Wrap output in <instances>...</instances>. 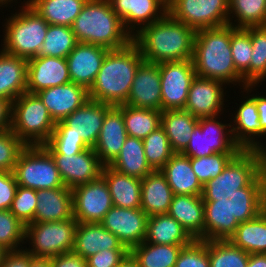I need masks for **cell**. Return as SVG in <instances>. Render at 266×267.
Masks as SVG:
<instances>
[{
	"label": "cell",
	"mask_w": 266,
	"mask_h": 267,
	"mask_svg": "<svg viewBox=\"0 0 266 267\" xmlns=\"http://www.w3.org/2000/svg\"><path fill=\"white\" fill-rule=\"evenodd\" d=\"M198 122L199 118L184 109L162 111L161 126L174 153H182L185 150Z\"/></svg>",
	"instance_id": "obj_34"
},
{
	"label": "cell",
	"mask_w": 266,
	"mask_h": 267,
	"mask_svg": "<svg viewBox=\"0 0 266 267\" xmlns=\"http://www.w3.org/2000/svg\"><path fill=\"white\" fill-rule=\"evenodd\" d=\"M148 215L141 208H121L113 206L100 224L118 237L130 251L141 244L146 237Z\"/></svg>",
	"instance_id": "obj_16"
},
{
	"label": "cell",
	"mask_w": 266,
	"mask_h": 267,
	"mask_svg": "<svg viewBox=\"0 0 266 267\" xmlns=\"http://www.w3.org/2000/svg\"><path fill=\"white\" fill-rule=\"evenodd\" d=\"M228 14V24L235 28L266 25V0H229Z\"/></svg>",
	"instance_id": "obj_39"
},
{
	"label": "cell",
	"mask_w": 266,
	"mask_h": 267,
	"mask_svg": "<svg viewBox=\"0 0 266 267\" xmlns=\"http://www.w3.org/2000/svg\"><path fill=\"white\" fill-rule=\"evenodd\" d=\"M143 60L133 41L123 48L109 50L88 90L89 99L112 106L125 104L135 73Z\"/></svg>",
	"instance_id": "obj_4"
},
{
	"label": "cell",
	"mask_w": 266,
	"mask_h": 267,
	"mask_svg": "<svg viewBox=\"0 0 266 267\" xmlns=\"http://www.w3.org/2000/svg\"><path fill=\"white\" fill-rule=\"evenodd\" d=\"M18 184L13 172L0 170V210H9Z\"/></svg>",
	"instance_id": "obj_53"
},
{
	"label": "cell",
	"mask_w": 266,
	"mask_h": 267,
	"mask_svg": "<svg viewBox=\"0 0 266 267\" xmlns=\"http://www.w3.org/2000/svg\"><path fill=\"white\" fill-rule=\"evenodd\" d=\"M173 196L174 193L160 170L141 179L140 208L148 217L168 213Z\"/></svg>",
	"instance_id": "obj_30"
},
{
	"label": "cell",
	"mask_w": 266,
	"mask_h": 267,
	"mask_svg": "<svg viewBox=\"0 0 266 267\" xmlns=\"http://www.w3.org/2000/svg\"><path fill=\"white\" fill-rule=\"evenodd\" d=\"M24 240L25 225L10 210H0V245L8 251H18L24 248Z\"/></svg>",
	"instance_id": "obj_46"
},
{
	"label": "cell",
	"mask_w": 266,
	"mask_h": 267,
	"mask_svg": "<svg viewBox=\"0 0 266 267\" xmlns=\"http://www.w3.org/2000/svg\"><path fill=\"white\" fill-rule=\"evenodd\" d=\"M108 51L102 46L78 42L66 57L71 82L89 90Z\"/></svg>",
	"instance_id": "obj_23"
},
{
	"label": "cell",
	"mask_w": 266,
	"mask_h": 267,
	"mask_svg": "<svg viewBox=\"0 0 266 267\" xmlns=\"http://www.w3.org/2000/svg\"><path fill=\"white\" fill-rule=\"evenodd\" d=\"M184 245L151 244L142 242L130 253L140 267H175L179 252Z\"/></svg>",
	"instance_id": "obj_38"
},
{
	"label": "cell",
	"mask_w": 266,
	"mask_h": 267,
	"mask_svg": "<svg viewBox=\"0 0 266 267\" xmlns=\"http://www.w3.org/2000/svg\"><path fill=\"white\" fill-rule=\"evenodd\" d=\"M127 137L123 104L112 106L105 114L98 141L93 147L104 166L110 165L116 159Z\"/></svg>",
	"instance_id": "obj_24"
},
{
	"label": "cell",
	"mask_w": 266,
	"mask_h": 267,
	"mask_svg": "<svg viewBox=\"0 0 266 267\" xmlns=\"http://www.w3.org/2000/svg\"><path fill=\"white\" fill-rule=\"evenodd\" d=\"M37 205L36 190L18 186L9 209L24 225L34 221Z\"/></svg>",
	"instance_id": "obj_49"
},
{
	"label": "cell",
	"mask_w": 266,
	"mask_h": 267,
	"mask_svg": "<svg viewBox=\"0 0 266 267\" xmlns=\"http://www.w3.org/2000/svg\"><path fill=\"white\" fill-rule=\"evenodd\" d=\"M50 154H78L89 148L81 136L75 134H52L49 141L42 145Z\"/></svg>",
	"instance_id": "obj_51"
},
{
	"label": "cell",
	"mask_w": 266,
	"mask_h": 267,
	"mask_svg": "<svg viewBox=\"0 0 266 267\" xmlns=\"http://www.w3.org/2000/svg\"><path fill=\"white\" fill-rule=\"evenodd\" d=\"M77 43L71 27L49 24L38 56L66 58Z\"/></svg>",
	"instance_id": "obj_42"
},
{
	"label": "cell",
	"mask_w": 266,
	"mask_h": 267,
	"mask_svg": "<svg viewBox=\"0 0 266 267\" xmlns=\"http://www.w3.org/2000/svg\"><path fill=\"white\" fill-rule=\"evenodd\" d=\"M51 267H87L86 259L73 252L50 258Z\"/></svg>",
	"instance_id": "obj_54"
},
{
	"label": "cell",
	"mask_w": 266,
	"mask_h": 267,
	"mask_svg": "<svg viewBox=\"0 0 266 267\" xmlns=\"http://www.w3.org/2000/svg\"><path fill=\"white\" fill-rule=\"evenodd\" d=\"M109 1L113 10L122 20L124 28L132 36L143 26L154 23L155 21L162 19L167 14L168 0Z\"/></svg>",
	"instance_id": "obj_20"
},
{
	"label": "cell",
	"mask_w": 266,
	"mask_h": 267,
	"mask_svg": "<svg viewBox=\"0 0 266 267\" xmlns=\"http://www.w3.org/2000/svg\"><path fill=\"white\" fill-rule=\"evenodd\" d=\"M175 267H210L207 241L194 239L179 252Z\"/></svg>",
	"instance_id": "obj_50"
},
{
	"label": "cell",
	"mask_w": 266,
	"mask_h": 267,
	"mask_svg": "<svg viewBox=\"0 0 266 267\" xmlns=\"http://www.w3.org/2000/svg\"><path fill=\"white\" fill-rule=\"evenodd\" d=\"M77 42L120 49L132 41L109 0H87L71 26Z\"/></svg>",
	"instance_id": "obj_5"
},
{
	"label": "cell",
	"mask_w": 266,
	"mask_h": 267,
	"mask_svg": "<svg viewBox=\"0 0 266 267\" xmlns=\"http://www.w3.org/2000/svg\"><path fill=\"white\" fill-rule=\"evenodd\" d=\"M29 267H51L49 258H35L30 254Z\"/></svg>",
	"instance_id": "obj_59"
},
{
	"label": "cell",
	"mask_w": 266,
	"mask_h": 267,
	"mask_svg": "<svg viewBox=\"0 0 266 267\" xmlns=\"http://www.w3.org/2000/svg\"><path fill=\"white\" fill-rule=\"evenodd\" d=\"M48 24L71 27L87 0H27Z\"/></svg>",
	"instance_id": "obj_36"
},
{
	"label": "cell",
	"mask_w": 266,
	"mask_h": 267,
	"mask_svg": "<svg viewBox=\"0 0 266 267\" xmlns=\"http://www.w3.org/2000/svg\"><path fill=\"white\" fill-rule=\"evenodd\" d=\"M204 240H229L239 223L263 211V186H246L233 194L202 195Z\"/></svg>",
	"instance_id": "obj_1"
},
{
	"label": "cell",
	"mask_w": 266,
	"mask_h": 267,
	"mask_svg": "<svg viewBox=\"0 0 266 267\" xmlns=\"http://www.w3.org/2000/svg\"><path fill=\"white\" fill-rule=\"evenodd\" d=\"M161 111L184 109L196 77L193 59L159 63Z\"/></svg>",
	"instance_id": "obj_13"
},
{
	"label": "cell",
	"mask_w": 266,
	"mask_h": 267,
	"mask_svg": "<svg viewBox=\"0 0 266 267\" xmlns=\"http://www.w3.org/2000/svg\"><path fill=\"white\" fill-rule=\"evenodd\" d=\"M78 222L74 218L62 221L25 225V240L30 243L25 251L35 258H53L73 251L75 230Z\"/></svg>",
	"instance_id": "obj_9"
},
{
	"label": "cell",
	"mask_w": 266,
	"mask_h": 267,
	"mask_svg": "<svg viewBox=\"0 0 266 267\" xmlns=\"http://www.w3.org/2000/svg\"><path fill=\"white\" fill-rule=\"evenodd\" d=\"M73 214L78 223H100L113 207L112 197L104 178L72 189Z\"/></svg>",
	"instance_id": "obj_14"
},
{
	"label": "cell",
	"mask_w": 266,
	"mask_h": 267,
	"mask_svg": "<svg viewBox=\"0 0 266 267\" xmlns=\"http://www.w3.org/2000/svg\"><path fill=\"white\" fill-rule=\"evenodd\" d=\"M251 96V97H250ZM235 116L232 118L231 131L234 141L242 150H261L266 152V144L257 141L266 132L261 128L256 106V94L243 97ZM234 123V124H233ZM258 138V139H257Z\"/></svg>",
	"instance_id": "obj_19"
},
{
	"label": "cell",
	"mask_w": 266,
	"mask_h": 267,
	"mask_svg": "<svg viewBox=\"0 0 266 267\" xmlns=\"http://www.w3.org/2000/svg\"><path fill=\"white\" fill-rule=\"evenodd\" d=\"M256 106L261 128L266 132V96L261 94L256 95Z\"/></svg>",
	"instance_id": "obj_57"
},
{
	"label": "cell",
	"mask_w": 266,
	"mask_h": 267,
	"mask_svg": "<svg viewBox=\"0 0 266 267\" xmlns=\"http://www.w3.org/2000/svg\"><path fill=\"white\" fill-rule=\"evenodd\" d=\"M71 82L66 58L36 56L27 63V92H37Z\"/></svg>",
	"instance_id": "obj_21"
},
{
	"label": "cell",
	"mask_w": 266,
	"mask_h": 267,
	"mask_svg": "<svg viewBox=\"0 0 266 267\" xmlns=\"http://www.w3.org/2000/svg\"><path fill=\"white\" fill-rule=\"evenodd\" d=\"M246 267H266V253L250 254Z\"/></svg>",
	"instance_id": "obj_58"
},
{
	"label": "cell",
	"mask_w": 266,
	"mask_h": 267,
	"mask_svg": "<svg viewBox=\"0 0 266 267\" xmlns=\"http://www.w3.org/2000/svg\"><path fill=\"white\" fill-rule=\"evenodd\" d=\"M109 166L120 173L139 179L154 171L146 160L143 141L130 136L126 138L119 155Z\"/></svg>",
	"instance_id": "obj_35"
},
{
	"label": "cell",
	"mask_w": 266,
	"mask_h": 267,
	"mask_svg": "<svg viewBox=\"0 0 266 267\" xmlns=\"http://www.w3.org/2000/svg\"><path fill=\"white\" fill-rule=\"evenodd\" d=\"M230 46L236 71L249 84V66L252 56L250 34L244 28L231 26Z\"/></svg>",
	"instance_id": "obj_45"
},
{
	"label": "cell",
	"mask_w": 266,
	"mask_h": 267,
	"mask_svg": "<svg viewBox=\"0 0 266 267\" xmlns=\"http://www.w3.org/2000/svg\"><path fill=\"white\" fill-rule=\"evenodd\" d=\"M28 60L0 49V98L13 102L27 92Z\"/></svg>",
	"instance_id": "obj_31"
},
{
	"label": "cell",
	"mask_w": 266,
	"mask_h": 267,
	"mask_svg": "<svg viewBox=\"0 0 266 267\" xmlns=\"http://www.w3.org/2000/svg\"><path fill=\"white\" fill-rule=\"evenodd\" d=\"M30 253L24 249L8 251L0 267H29Z\"/></svg>",
	"instance_id": "obj_55"
},
{
	"label": "cell",
	"mask_w": 266,
	"mask_h": 267,
	"mask_svg": "<svg viewBox=\"0 0 266 267\" xmlns=\"http://www.w3.org/2000/svg\"><path fill=\"white\" fill-rule=\"evenodd\" d=\"M162 111L123 104V118L128 136L143 140L161 126Z\"/></svg>",
	"instance_id": "obj_40"
},
{
	"label": "cell",
	"mask_w": 266,
	"mask_h": 267,
	"mask_svg": "<svg viewBox=\"0 0 266 267\" xmlns=\"http://www.w3.org/2000/svg\"><path fill=\"white\" fill-rule=\"evenodd\" d=\"M218 118L220 115L199 118L183 155L200 158L215 153H239L242 150L233 139L231 123H222V120L219 122Z\"/></svg>",
	"instance_id": "obj_11"
},
{
	"label": "cell",
	"mask_w": 266,
	"mask_h": 267,
	"mask_svg": "<svg viewBox=\"0 0 266 267\" xmlns=\"http://www.w3.org/2000/svg\"><path fill=\"white\" fill-rule=\"evenodd\" d=\"M168 214L176 219L193 239L204 240L202 195H174Z\"/></svg>",
	"instance_id": "obj_28"
},
{
	"label": "cell",
	"mask_w": 266,
	"mask_h": 267,
	"mask_svg": "<svg viewBox=\"0 0 266 267\" xmlns=\"http://www.w3.org/2000/svg\"><path fill=\"white\" fill-rule=\"evenodd\" d=\"M193 240L183 226L168 213L150 216L147 219L144 242L187 246Z\"/></svg>",
	"instance_id": "obj_33"
},
{
	"label": "cell",
	"mask_w": 266,
	"mask_h": 267,
	"mask_svg": "<svg viewBox=\"0 0 266 267\" xmlns=\"http://www.w3.org/2000/svg\"><path fill=\"white\" fill-rule=\"evenodd\" d=\"M56 122L36 94L25 92L11 103V127L27 146L47 143Z\"/></svg>",
	"instance_id": "obj_8"
},
{
	"label": "cell",
	"mask_w": 266,
	"mask_h": 267,
	"mask_svg": "<svg viewBox=\"0 0 266 267\" xmlns=\"http://www.w3.org/2000/svg\"><path fill=\"white\" fill-rule=\"evenodd\" d=\"M229 241L248 254L266 253V214L262 211L255 218L239 223Z\"/></svg>",
	"instance_id": "obj_37"
},
{
	"label": "cell",
	"mask_w": 266,
	"mask_h": 267,
	"mask_svg": "<svg viewBox=\"0 0 266 267\" xmlns=\"http://www.w3.org/2000/svg\"><path fill=\"white\" fill-rule=\"evenodd\" d=\"M142 141L146 160L154 171L160 170L174 154L162 126H159Z\"/></svg>",
	"instance_id": "obj_44"
},
{
	"label": "cell",
	"mask_w": 266,
	"mask_h": 267,
	"mask_svg": "<svg viewBox=\"0 0 266 267\" xmlns=\"http://www.w3.org/2000/svg\"><path fill=\"white\" fill-rule=\"evenodd\" d=\"M231 25L196 31L193 63L196 76L231 83L252 92L257 84H247L236 71L231 52ZM236 83V84H235ZM240 83H242L240 85ZM253 89V90H252ZM247 91V92H246Z\"/></svg>",
	"instance_id": "obj_3"
},
{
	"label": "cell",
	"mask_w": 266,
	"mask_h": 267,
	"mask_svg": "<svg viewBox=\"0 0 266 267\" xmlns=\"http://www.w3.org/2000/svg\"><path fill=\"white\" fill-rule=\"evenodd\" d=\"M65 187L73 189L101 176L103 164L93 148L69 154H51Z\"/></svg>",
	"instance_id": "obj_17"
},
{
	"label": "cell",
	"mask_w": 266,
	"mask_h": 267,
	"mask_svg": "<svg viewBox=\"0 0 266 267\" xmlns=\"http://www.w3.org/2000/svg\"><path fill=\"white\" fill-rule=\"evenodd\" d=\"M21 10L4 21L2 50L10 55L29 60L39 55L48 23L26 1Z\"/></svg>",
	"instance_id": "obj_6"
},
{
	"label": "cell",
	"mask_w": 266,
	"mask_h": 267,
	"mask_svg": "<svg viewBox=\"0 0 266 267\" xmlns=\"http://www.w3.org/2000/svg\"><path fill=\"white\" fill-rule=\"evenodd\" d=\"M238 153H215L211 156L190 158L192 170L202 185L216 178Z\"/></svg>",
	"instance_id": "obj_47"
},
{
	"label": "cell",
	"mask_w": 266,
	"mask_h": 267,
	"mask_svg": "<svg viewBox=\"0 0 266 267\" xmlns=\"http://www.w3.org/2000/svg\"><path fill=\"white\" fill-rule=\"evenodd\" d=\"M17 0H0V6L4 5L7 7V5L13 3V2H16ZM9 3V4H8ZM7 4V5H6Z\"/></svg>",
	"instance_id": "obj_63"
},
{
	"label": "cell",
	"mask_w": 266,
	"mask_h": 267,
	"mask_svg": "<svg viewBox=\"0 0 266 267\" xmlns=\"http://www.w3.org/2000/svg\"><path fill=\"white\" fill-rule=\"evenodd\" d=\"M252 44L249 66V84H259L266 79V25L244 28Z\"/></svg>",
	"instance_id": "obj_43"
},
{
	"label": "cell",
	"mask_w": 266,
	"mask_h": 267,
	"mask_svg": "<svg viewBox=\"0 0 266 267\" xmlns=\"http://www.w3.org/2000/svg\"><path fill=\"white\" fill-rule=\"evenodd\" d=\"M167 13L195 31L228 25L229 0H168Z\"/></svg>",
	"instance_id": "obj_12"
},
{
	"label": "cell",
	"mask_w": 266,
	"mask_h": 267,
	"mask_svg": "<svg viewBox=\"0 0 266 267\" xmlns=\"http://www.w3.org/2000/svg\"><path fill=\"white\" fill-rule=\"evenodd\" d=\"M266 177V152L241 150L214 179L203 185L202 195L233 194L246 186H263Z\"/></svg>",
	"instance_id": "obj_7"
},
{
	"label": "cell",
	"mask_w": 266,
	"mask_h": 267,
	"mask_svg": "<svg viewBox=\"0 0 266 267\" xmlns=\"http://www.w3.org/2000/svg\"><path fill=\"white\" fill-rule=\"evenodd\" d=\"M27 145L11 129L0 131V170L13 172Z\"/></svg>",
	"instance_id": "obj_48"
},
{
	"label": "cell",
	"mask_w": 266,
	"mask_h": 267,
	"mask_svg": "<svg viewBox=\"0 0 266 267\" xmlns=\"http://www.w3.org/2000/svg\"><path fill=\"white\" fill-rule=\"evenodd\" d=\"M18 186L35 190L65 187L52 155L42 146H27L13 170Z\"/></svg>",
	"instance_id": "obj_10"
},
{
	"label": "cell",
	"mask_w": 266,
	"mask_h": 267,
	"mask_svg": "<svg viewBox=\"0 0 266 267\" xmlns=\"http://www.w3.org/2000/svg\"><path fill=\"white\" fill-rule=\"evenodd\" d=\"M11 127V102L0 98V131Z\"/></svg>",
	"instance_id": "obj_56"
},
{
	"label": "cell",
	"mask_w": 266,
	"mask_h": 267,
	"mask_svg": "<svg viewBox=\"0 0 266 267\" xmlns=\"http://www.w3.org/2000/svg\"><path fill=\"white\" fill-rule=\"evenodd\" d=\"M105 249H127L117 236L100 223H78L75 230L73 253L84 259Z\"/></svg>",
	"instance_id": "obj_27"
},
{
	"label": "cell",
	"mask_w": 266,
	"mask_h": 267,
	"mask_svg": "<svg viewBox=\"0 0 266 267\" xmlns=\"http://www.w3.org/2000/svg\"><path fill=\"white\" fill-rule=\"evenodd\" d=\"M207 251L210 267H246L250 255L229 240H207Z\"/></svg>",
	"instance_id": "obj_41"
},
{
	"label": "cell",
	"mask_w": 266,
	"mask_h": 267,
	"mask_svg": "<svg viewBox=\"0 0 266 267\" xmlns=\"http://www.w3.org/2000/svg\"><path fill=\"white\" fill-rule=\"evenodd\" d=\"M224 85L217 79L196 76L191 83L184 110L197 118L221 115L225 109Z\"/></svg>",
	"instance_id": "obj_18"
},
{
	"label": "cell",
	"mask_w": 266,
	"mask_h": 267,
	"mask_svg": "<svg viewBox=\"0 0 266 267\" xmlns=\"http://www.w3.org/2000/svg\"><path fill=\"white\" fill-rule=\"evenodd\" d=\"M7 252L8 250L5 249L2 245H0V266Z\"/></svg>",
	"instance_id": "obj_62"
},
{
	"label": "cell",
	"mask_w": 266,
	"mask_h": 267,
	"mask_svg": "<svg viewBox=\"0 0 266 267\" xmlns=\"http://www.w3.org/2000/svg\"><path fill=\"white\" fill-rule=\"evenodd\" d=\"M36 95L47 107L55 122L63 121L89 100V91L73 82L43 89Z\"/></svg>",
	"instance_id": "obj_25"
},
{
	"label": "cell",
	"mask_w": 266,
	"mask_h": 267,
	"mask_svg": "<svg viewBox=\"0 0 266 267\" xmlns=\"http://www.w3.org/2000/svg\"><path fill=\"white\" fill-rule=\"evenodd\" d=\"M35 223L62 221L74 218L72 189L59 187L36 190Z\"/></svg>",
	"instance_id": "obj_26"
},
{
	"label": "cell",
	"mask_w": 266,
	"mask_h": 267,
	"mask_svg": "<svg viewBox=\"0 0 266 267\" xmlns=\"http://www.w3.org/2000/svg\"><path fill=\"white\" fill-rule=\"evenodd\" d=\"M131 107L161 111L159 64L143 60L139 65L127 101Z\"/></svg>",
	"instance_id": "obj_22"
},
{
	"label": "cell",
	"mask_w": 266,
	"mask_h": 267,
	"mask_svg": "<svg viewBox=\"0 0 266 267\" xmlns=\"http://www.w3.org/2000/svg\"><path fill=\"white\" fill-rule=\"evenodd\" d=\"M112 105L88 100L63 121L56 122L52 134H75L81 136L84 143L93 148L103 125L106 112Z\"/></svg>",
	"instance_id": "obj_15"
},
{
	"label": "cell",
	"mask_w": 266,
	"mask_h": 267,
	"mask_svg": "<svg viewBox=\"0 0 266 267\" xmlns=\"http://www.w3.org/2000/svg\"><path fill=\"white\" fill-rule=\"evenodd\" d=\"M101 176L107 183L113 206L140 208L141 179L120 173L109 165L103 166Z\"/></svg>",
	"instance_id": "obj_32"
},
{
	"label": "cell",
	"mask_w": 266,
	"mask_h": 267,
	"mask_svg": "<svg viewBox=\"0 0 266 267\" xmlns=\"http://www.w3.org/2000/svg\"><path fill=\"white\" fill-rule=\"evenodd\" d=\"M130 251L128 249H105L86 258L87 267H117Z\"/></svg>",
	"instance_id": "obj_52"
},
{
	"label": "cell",
	"mask_w": 266,
	"mask_h": 267,
	"mask_svg": "<svg viewBox=\"0 0 266 267\" xmlns=\"http://www.w3.org/2000/svg\"><path fill=\"white\" fill-rule=\"evenodd\" d=\"M263 212L266 214V177L265 183L263 185V204H262Z\"/></svg>",
	"instance_id": "obj_61"
},
{
	"label": "cell",
	"mask_w": 266,
	"mask_h": 267,
	"mask_svg": "<svg viewBox=\"0 0 266 267\" xmlns=\"http://www.w3.org/2000/svg\"><path fill=\"white\" fill-rule=\"evenodd\" d=\"M160 171L174 195H202L203 185L192 170L188 156L174 153Z\"/></svg>",
	"instance_id": "obj_29"
},
{
	"label": "cell",
	"mask_w": 266,
	"mask_h": 267,
	"mask_svg": "<svg viewBox=\"0 0 266 267\" xmlns=\"http://www.w3.org/2000/svg\"><path fill=\"white\" fill-rule=\"evenodd\" d=\"M196 31L168 13L132 36L145 61L151 63L193 59Z\"/></svg>",
	"instance_id": "obj_2"
},
{
	"label": "cell",
	"mask_w": 266,
	"mask_h": 267,
	"mask_svg": "<svg viewBox=\"0 0 266 267\" xmlns=\"http://www.w3.org/2000/svg\"><path fill=\"white\" fill-rule=\"evenodd\" d=\"M117 267H140L138 261L129 252Z\"/></svg>",
	"instance_id": "obj_60"
}]
</instances>
